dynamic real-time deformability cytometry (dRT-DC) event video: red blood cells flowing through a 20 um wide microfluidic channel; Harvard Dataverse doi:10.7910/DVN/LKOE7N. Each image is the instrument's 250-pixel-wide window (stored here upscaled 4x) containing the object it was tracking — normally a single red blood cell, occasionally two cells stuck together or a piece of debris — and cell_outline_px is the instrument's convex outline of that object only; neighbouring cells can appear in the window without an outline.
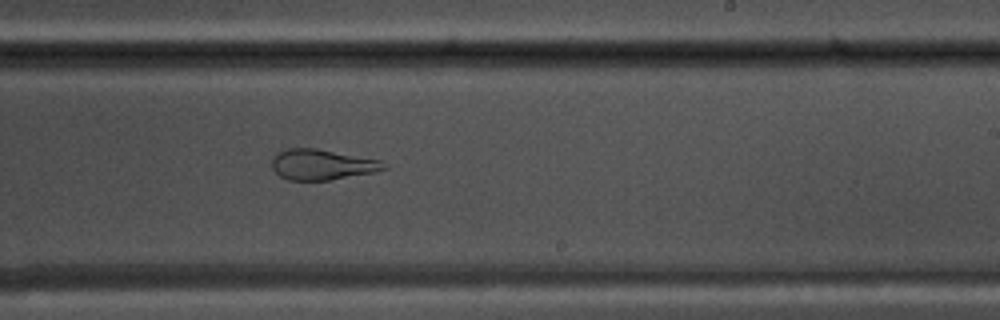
{"species": "common noctule bat (a hibernating species)", "species_latin": "Nyctalus noctula", "temperature_condition": "warm", "stored_images_in_passage": 54, "camera_frame_rate_fps": 3000, "um_per_image_px": 0.085, "animal": {"sex": "male", "body_mass_g": 17.5, "forearm_length_mm": 52.3}, "frame": {"image": 1, "passage_image": 33, "time_ms": 10.667, "image_size_px": [1000, 320], "cell_outline_px": [[388, 168], [372, 172], [328, 180], [288, 180], [280, 176], [272, 168], [272, 160], [276, 152], [288, 148], [316, 148], [380, 160], [388, 164]], "centroid_in_image_um": [27.35, 13.98], "position_along_channel_um": 261.7, "area_um2": 19.83}}
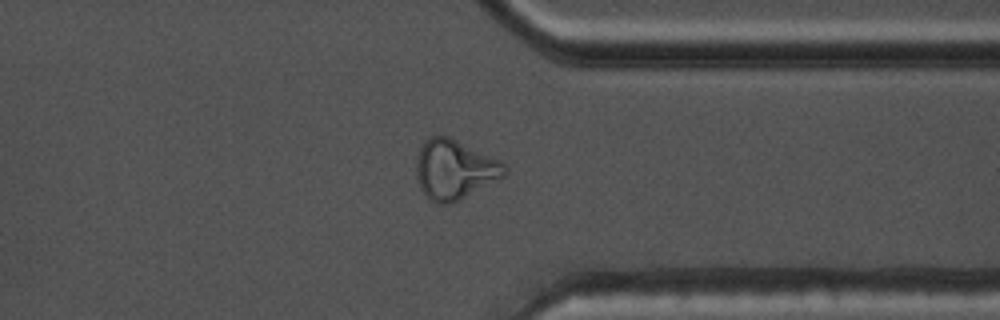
{"frame": {"image": 2, "passage_image": 42, "time_ms": 13.667, "image_size_px": [1000, 320], "cell_outline_px": [[508, 172], [504, 176], [448, 204], [436, 204], [428, 200], [420, 188], [416, 176], [416, 160], [420, 144], [428, 136], [448, 136], [504, 160], [508, 168]], "centroid_in_image_um": [38.62, 14.37], "position_along_channel_um": 372.8, "area_um2": 30.98}}
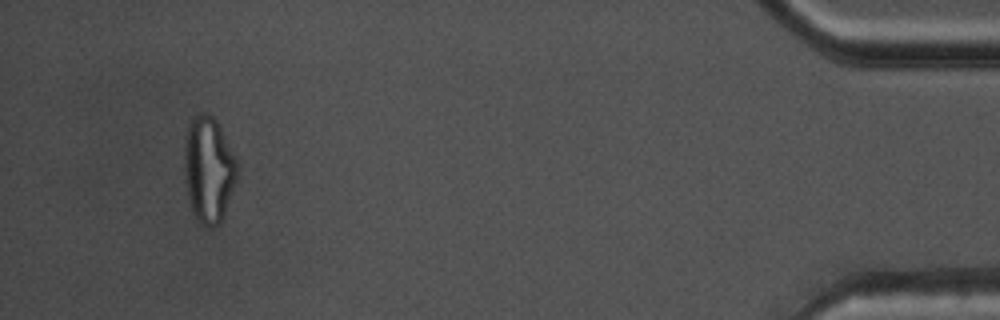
{"frame": {"image": 3, "passage_image": 51, "time_ms": 16.667, "image_size_px": [1000, 320], "cell_outline_px": [[240, 164], [236, 180], [224, 216], [220, 224], [212, 228], [208, 228], [200, 224], [192, 212], [188, 196], [184, 176], [184, 144], [188, 124], [196, 112], [208, 112], [216, 120]], "centroid_in_image_um": [17.73, 14.41], "position_along_channel_um": 417.5, "area_um2": 33.35}, "authors_computed_cell_mechanics": {"area_um2": 26.3857, "velocity_mm_per_s": 3.7855, "shape_relaxation_time_tau1_ms": null, "shape_relaxation_time_tau2_ms": 1.9076, "deformation_change_tau1": null, "deformation_change_tau2": 0.1132}}